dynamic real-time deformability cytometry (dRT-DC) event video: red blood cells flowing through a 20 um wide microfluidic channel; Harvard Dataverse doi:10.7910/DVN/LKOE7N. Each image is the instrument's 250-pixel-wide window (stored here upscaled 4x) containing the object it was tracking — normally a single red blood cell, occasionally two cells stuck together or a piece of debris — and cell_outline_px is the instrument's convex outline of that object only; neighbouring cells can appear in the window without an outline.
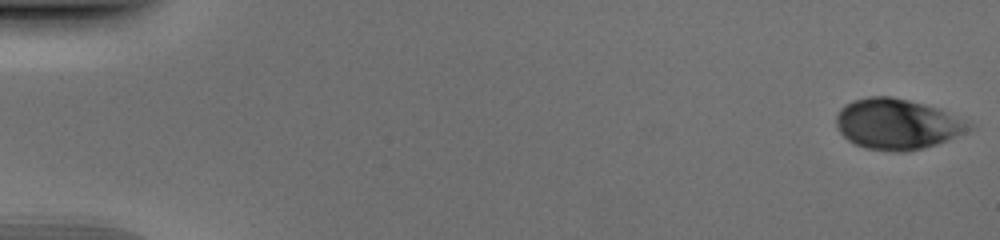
{"species": "human", "species_latin": "Homo sapiens", "temperature_condition": "cold", "stored_images_in_passage": 52, "camera_frame_rate_fps": 3000, "um_per_image_px": 0.085, "donor": {"sex": "male"}, "frame": {"image": 1, "passage_image": 1, "time_ms": 0.0, "image_size_px": [1000, 240], "cell_outline_px": [[972, 128], [936, 144], [924, 148], [904, 152], [896, 152], [864, 148], [848, 140], [840, 132], [836, 124], [836, 116], [840, 108], [844, 104], [852, 100], [868, 96], [892, 96], [924, 104], [936, 108], [964, 120], [972, 124]], "centroid_in_image_um": [76.18, 10.54], "position_along_channel_um": 8.8, "area_um2": 38.78}}
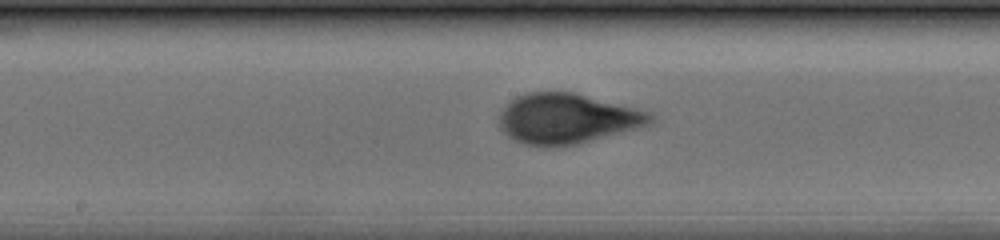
{"frame": {"image": 2, "passage_image": 28, "time_ms": 9.0, "image_size_px": [1000, 240], "cell_outline_px": [[652, 124], [576, 144], [548, 148], [544, 148], [524, 144], [508, 136], [500, 128], [500, 112], [516, 96], [528, 92], [572, 92], [648, 112], [652, 116]], "centroid_in_image_um": [48.14, 10.1], "position_along_channel_um": 200.1, "area_um2": 43.58}}
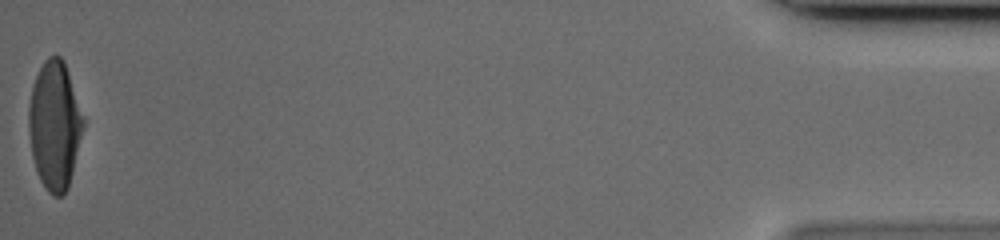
{"frame": {"image": 3, "passage_image": 52, "time_ms": 17.0, "image_size_px": [1000, 240], "cell_outline_px": [[84, 124], [68, 188], [60, 196], [52, 196], [48, 192], [40, 180], [36, 172], [32, 156], [28, 128], [28, 108], [32, 88], [36, 76], [44, 60], [48, 56], [60, 56], [64, 60], [84, 120]], "centroid_in_image_um": [4.62, 10.65], "position_along_channel_um": 430.6, "area_um2": 40.4}}